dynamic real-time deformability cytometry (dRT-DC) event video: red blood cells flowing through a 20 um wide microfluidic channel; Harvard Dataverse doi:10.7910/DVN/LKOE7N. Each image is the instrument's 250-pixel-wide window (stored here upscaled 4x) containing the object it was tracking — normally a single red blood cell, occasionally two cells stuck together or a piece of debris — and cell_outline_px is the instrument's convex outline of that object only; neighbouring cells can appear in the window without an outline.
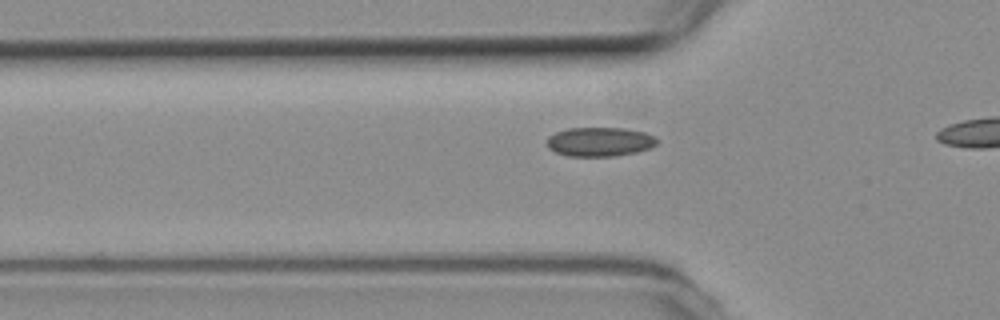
{"species": "common noctule bat (a hibernating species)", "species_latin": "Nyctalus noctula", "temperature_condition": "room temperature", "stored_images_in_passage": 12, "camera_frame_rate_fps": 3000, "um_per_image_px": 0.085, "animal": {"sex": "female", "body_mass_g": 19.3, "forearm_length_mm": 54.1}, "frame": {"image": 1, "passage_image": 9, "time_ms": 2.667, "image_size_px": [1000, 320], "cell_outline_px": [[656, 144], [648, 148], [636, 152], [616, 156], [568, 156], [556, 152], [548, 148], [548, 136], [556, 132], [568, 128], [624, 128], [644, 132], [656, 136]], "centroid_in_image_um": [50.97, 12.05], "position_along_channel_um": 74.8, "area_um2": 18.61}}